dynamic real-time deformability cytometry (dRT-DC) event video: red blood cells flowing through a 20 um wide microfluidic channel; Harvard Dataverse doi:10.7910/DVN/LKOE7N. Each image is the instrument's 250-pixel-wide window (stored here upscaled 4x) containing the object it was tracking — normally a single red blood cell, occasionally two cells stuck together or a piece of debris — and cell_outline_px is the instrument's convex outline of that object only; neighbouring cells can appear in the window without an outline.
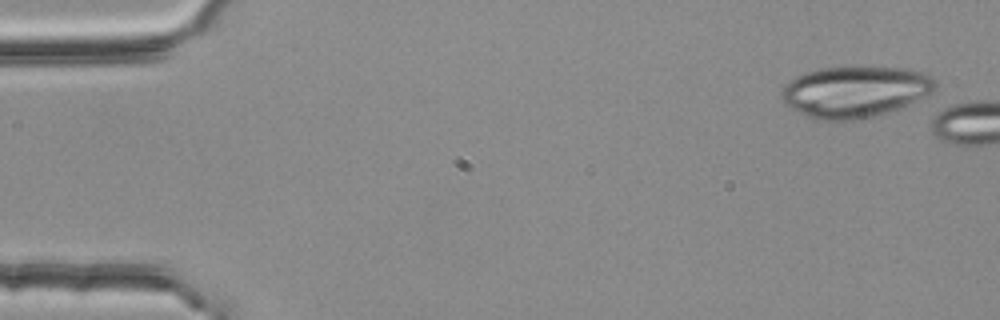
{"species": "common noctule bat (a hibernating species)", "species_latin": "Nyctalus noctula", "temperature_condition": "room temperature", "stored_images_in_passage": 2, "camera_frame_rate_fps": 3000, "um_per_image_px": 0.085, "animal": {"sex": "female", "body_mass_g": 25.1}, "frame": {"image": 1, "passage_image": 1, "time_ms": 0.0, "image_size_px": [1000, 320], "cell_outline_px": [[936, 88], [932, 92], [900, 108], [888, 112], [872, 116], [852, 120], [816, 120], [784, 104], [780, 100], [780, 92], [784, 84], [788, 80], [804, 72], [820, 68], [912, 68], [932, 76], [936, 80]], "centroid_in_image_um": [72.64, 7.79], "position_along_channel_um": 12.4, "area_um2": 45.89}}